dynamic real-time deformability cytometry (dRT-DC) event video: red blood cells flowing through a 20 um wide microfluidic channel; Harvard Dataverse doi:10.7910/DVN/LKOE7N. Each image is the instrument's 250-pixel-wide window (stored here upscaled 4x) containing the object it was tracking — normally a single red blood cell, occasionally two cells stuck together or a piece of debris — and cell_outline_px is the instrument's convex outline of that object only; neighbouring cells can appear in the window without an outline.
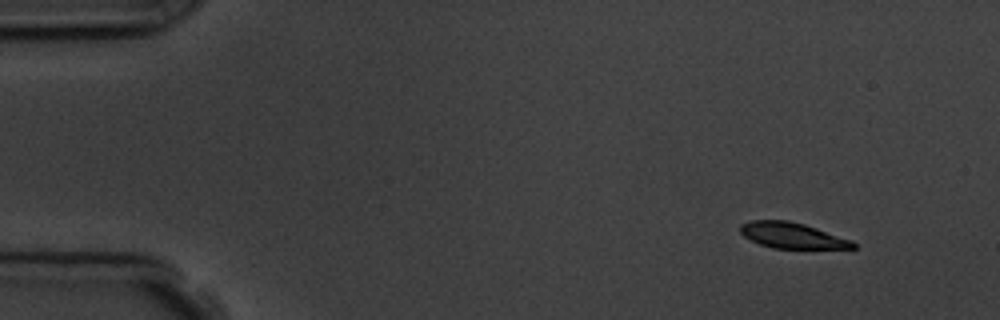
{"species": "common noctule bat (a hibernating species)", "species_latin": "Nyctalus noctula", "temperature_condition": "room temperature", "stored_images_in_passage": 4, "camera_frame_rate_fps": 3000, "um_per_image_px": 0.085, "animal": {"sex": "male", "body_mass_g": 19.5, "forearm_length_mm": 54.6}, "frame": {"image": 1, "passage_image": 1, "time_ms": 0.0, "image_size_px": [1000, 320], "cell_outline_px": [[856, 248], [772, 248], [760, 244], [744, 236], [740, 232], [740, 224], [752, 220], [788, 220], [804, 224], [852, 240], [856, 244]], "centroid_in_image_um": [67.32, 20.0], "position_along_channel_um": 17.7, "area_um2": 16.76}}
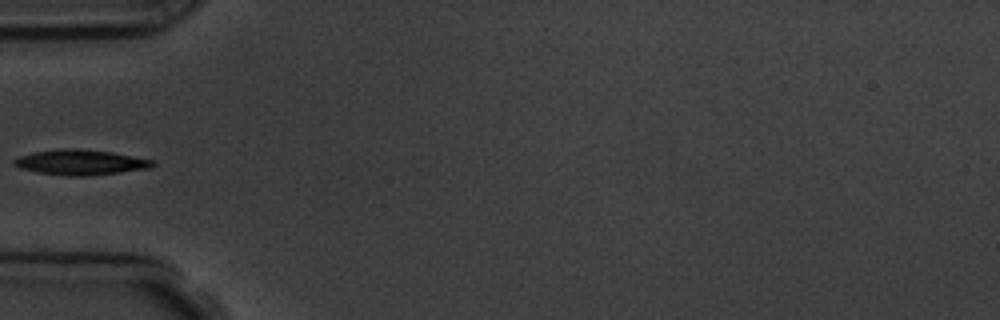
{"frame": {"image": 2, "passage_image": 4, "time_ms": 4.333, "image_size_px": [1000, 320], "cell_outline_px": [[156, 164], [152, 168], [88, 176], [64, 176], [36, 172], [20, 168], [12, 164], [12, 160], [16, 156], [32, 152], [60, 148], [80, 148], [112, 152], [152, 160]], "centroid_in_image_um": [6.78, 13.79], "position_along_channel_um": 78.2, "area_um2": 20.75}}